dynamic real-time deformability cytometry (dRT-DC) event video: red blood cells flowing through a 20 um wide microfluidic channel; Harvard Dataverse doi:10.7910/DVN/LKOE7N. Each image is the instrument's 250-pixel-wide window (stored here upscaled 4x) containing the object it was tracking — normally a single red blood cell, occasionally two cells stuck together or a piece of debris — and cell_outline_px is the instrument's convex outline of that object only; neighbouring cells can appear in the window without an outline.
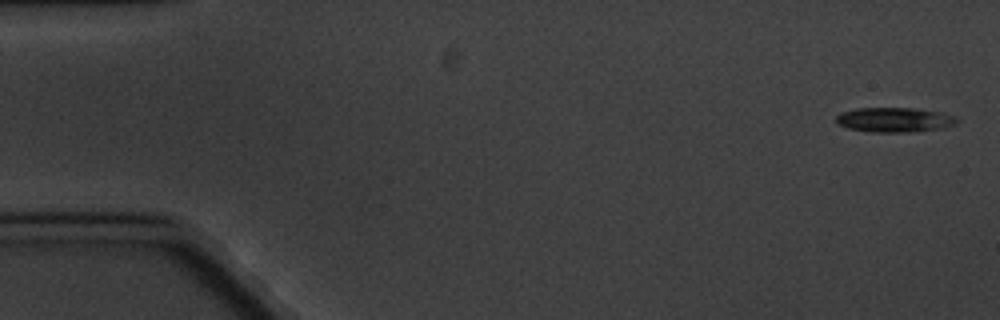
{"species": "common noctule bat (a hibernating species)", "species_latin": "Nyctalus noctula", "temperature_condition": "cold", "stored_images_in_passage": 5, "camera_frame_rate_fps": 3000, "um_per_image_px": 0.085, "animal": {"sex": "male", "body_mass_g": 20.1, "forearm_length_mm": 53.5}, "frame": {"image": 1, "passage_image": 5, "time_ms": 5.667, "image_size_px": [1000, 320], "cell_outline_px": [[960, 120], [956, 124], [940, 128], [908, 132], [872, 132], [848, 128], [836, 124], [836, 116], [840, 112], [856, 108], [916, 108], [940, 112], [952, 116]], "centroid_in_image_um": [75.98, 10.18], "position_along_channel_um": 9.0, "area_um2": 17.34}}